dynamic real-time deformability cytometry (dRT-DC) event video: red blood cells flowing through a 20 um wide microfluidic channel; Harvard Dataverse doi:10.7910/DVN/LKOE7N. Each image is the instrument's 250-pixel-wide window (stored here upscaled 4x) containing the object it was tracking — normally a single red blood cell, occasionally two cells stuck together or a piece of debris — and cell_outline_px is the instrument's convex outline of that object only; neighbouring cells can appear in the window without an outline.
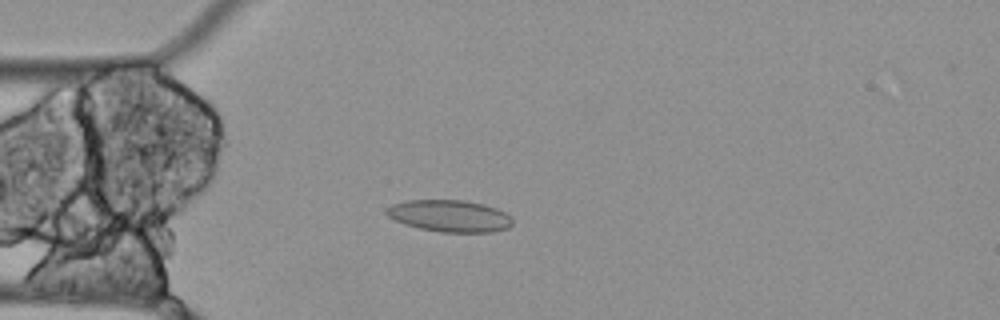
{"species": "Egyptian fruit bat (a non-hibernating species)", "species_latin": "Rousettus aegyptiacus", "temperature_condition": "cold", "stored_images_in_passage": 5, "camera_frame_rate_fps": 3000, "um_per_image_px": 0.085, "animal": {"sex": "female"}, "frame": {"image": 1, "passage_image": 5, "time_ms": 1.333, "image_size_px": [1000, 320], "cell_outline_px": [[512, 224], [508, 228], [492, 232], [440, 232], [420, 228], [404, 224], [388, 216], [384, 212], [392, 204], [408, 200], [464, 200], [484, 204], [496, 208], [504, 212], [512, 220]], "centroid_in_image_um": [38.22, 18.35], "position_along_channel_um": 46.8, "area_um2": 23.29}}